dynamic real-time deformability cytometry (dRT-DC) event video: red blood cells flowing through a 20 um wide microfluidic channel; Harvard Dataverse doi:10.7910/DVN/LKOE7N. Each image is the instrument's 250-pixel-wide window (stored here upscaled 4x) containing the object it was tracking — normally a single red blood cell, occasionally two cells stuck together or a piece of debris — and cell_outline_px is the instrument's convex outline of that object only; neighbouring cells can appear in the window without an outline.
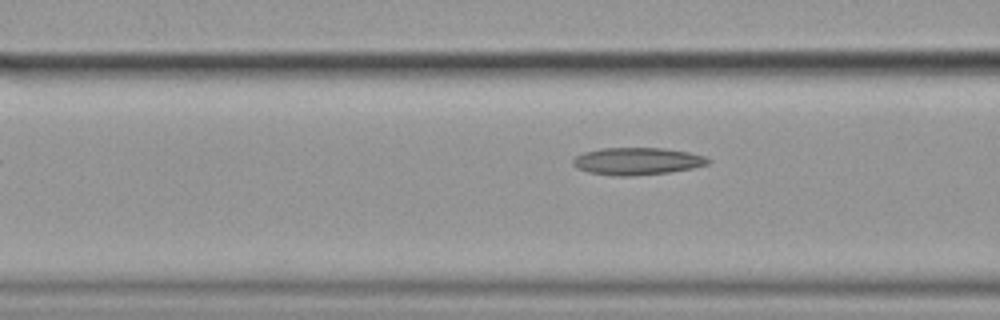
{"species": "common noctule bat (a hibernating species)", "species_latin": "Nyctalus noctula", "temperature_condition": "cold", "stored_images_in_passage": 5, "camera_frame_rate_fps": 3000, "um_per_image_px": 0.085, "animal": {"sex": "female", "body_mass_g": 19.9}, "frame": {"image": 1, "passage_image": 4, "time_ms": 1.0, "image_size_px": [1000, 320], "cell_outline_px": [[712, 160], [708, 164], [692, 168], [668, 172], [632, 176], [612, 176], [588, 172], [576, 168], [572, 164], [572, 160], [576, 156], [584, 152], [600, 148], [664, 148], [688, 152], [708, 156]], "centroid_in_image_um": [54.16, 13.7], "position_along_channel_um": 112.4, "area_um2": 21.68}}
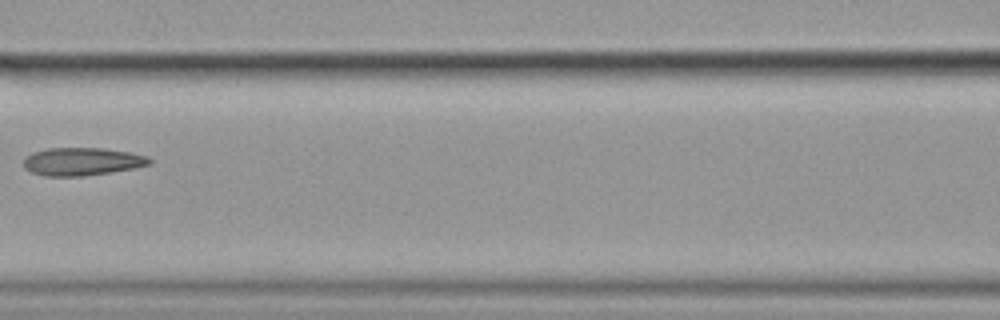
{"frame": {"image": 2, "passage_image": 5, "time_ms": 1.333, "image_size_px": [1000, 320], "cell_outline_px": [[152, 164], [132, 168], [108, 172], [80, 176], [44, 176], [32, 172], [24, 168], [24, 156], [32, 152], [48, 148], [104, 148], [128, 152], [148, 156], [152, 160]], "centroid_in_image_um": [6.94, 13.72], "position_along_channel_um": 159.7, "area_um2": 20.4}}